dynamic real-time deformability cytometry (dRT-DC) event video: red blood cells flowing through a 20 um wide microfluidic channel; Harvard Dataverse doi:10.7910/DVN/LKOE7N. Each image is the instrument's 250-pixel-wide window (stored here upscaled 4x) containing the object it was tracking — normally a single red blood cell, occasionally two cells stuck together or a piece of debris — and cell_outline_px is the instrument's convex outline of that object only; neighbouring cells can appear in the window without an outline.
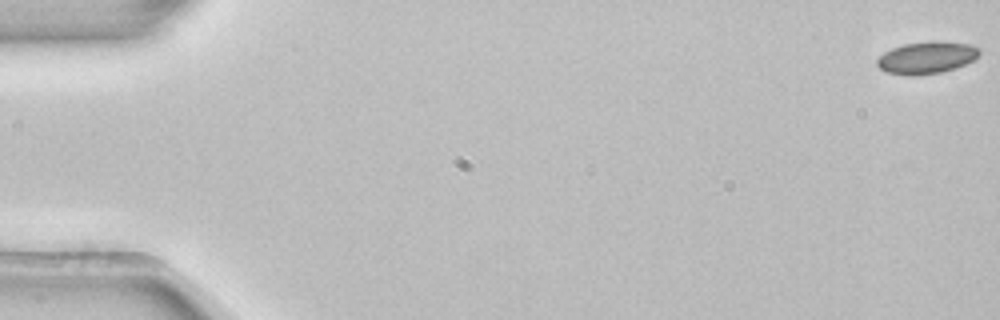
{"species": "common noctule bat (a hibernating species)", "species_latin": "Nyctalus noctula", "temperature_condition": "room temperature", "stored_images_in_passage": 5, "camera_frame_rate_fps": 3000, "um_per_image_px": 0.085, "animal": {"sex": "female", "body_mass_g": 22.7, "forearm_length_mm": 54.2}, "frame": {"image": 1, "passage_image": 1, "time_ms": 0.0, "image_size_px": [1000, 320], "cell_outline_px": [[980, 52], [972, 60], [956, 68], [940, 72], [912, 76], [908, 76], [888, 72], [880, 68], [876, 64], [876, 60], [884, 52], [892, 48], [904, 44], [936, 40], [968, 44], [980, 48]], "centroid_in_image_um": [78.74, 4.89], "position_along_channel_um": 6.3, "area_um2": 19.02}}
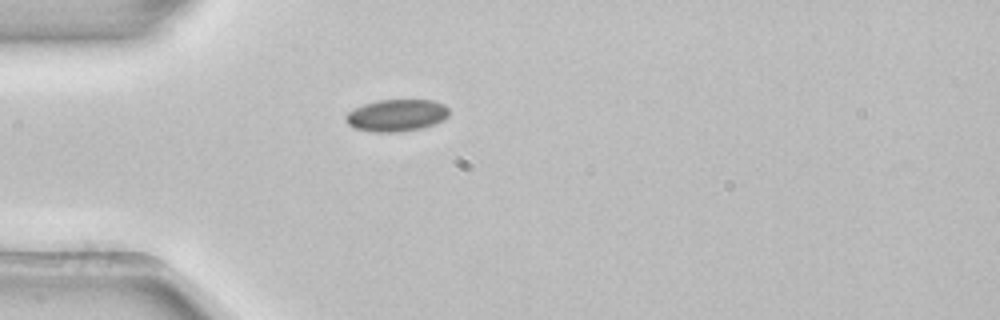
{"frame": {"image": 2, "passage_image": 4, "time_ms": 1.0, "image_size_px": [1000, 320], "cell_outline_px": [[448, 116], [432, 124], [420, 128], [400, 132], [372, 132], [352, 128], [344, 120], [344, 116], [348, 112], [364, 104], [376, 100], [432, 100], [444, 104], [448, 108]], "centroid_in_image_um": [33.65, 9.81], "position_along_channel_um": 51.4, "area_um2": 19.25}}